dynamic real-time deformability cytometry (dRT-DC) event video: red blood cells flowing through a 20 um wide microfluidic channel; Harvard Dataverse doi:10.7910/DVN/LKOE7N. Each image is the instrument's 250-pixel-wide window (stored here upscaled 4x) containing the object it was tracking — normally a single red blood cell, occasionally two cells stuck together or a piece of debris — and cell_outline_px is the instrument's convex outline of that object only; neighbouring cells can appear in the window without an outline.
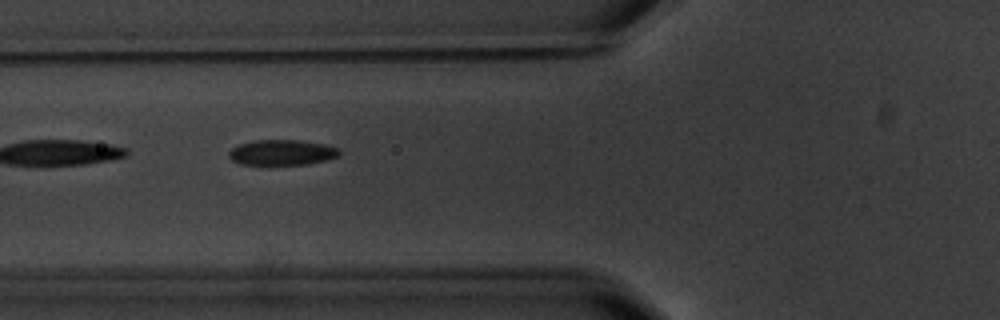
{"species": "common noctule bat (a hibernating species)", "species_latin": "Nyctalus noctula", "temperature_condition": "warm", "stored_images_in_passage": 7, "segment_of_instrument_passage": [2, 2], "camera_frame_rate_fps": 3000, "um_per_image_px": 0.085, "animal": {"sex": "male", "body_mass_g": 20.1, "forearm_length_mm": 53.5}, "frame": {"image": 1, "passage_image": 6, "time_ms": 6.0, "image_size_px": [1000, 320], "cell_outline_px": [[340, 152], [336, 156], [324, 160], [308, 164], [240, 164], [232, 160], [228, 156], [228, 152], [232, 148], [240, 144], [252, 140], [300, 140], [324, 144], [340, 148]], "centroid_in_image_um": [23.94, 12.95], "position_along_channel_um": 101.9, "area_um2": 16.24}}